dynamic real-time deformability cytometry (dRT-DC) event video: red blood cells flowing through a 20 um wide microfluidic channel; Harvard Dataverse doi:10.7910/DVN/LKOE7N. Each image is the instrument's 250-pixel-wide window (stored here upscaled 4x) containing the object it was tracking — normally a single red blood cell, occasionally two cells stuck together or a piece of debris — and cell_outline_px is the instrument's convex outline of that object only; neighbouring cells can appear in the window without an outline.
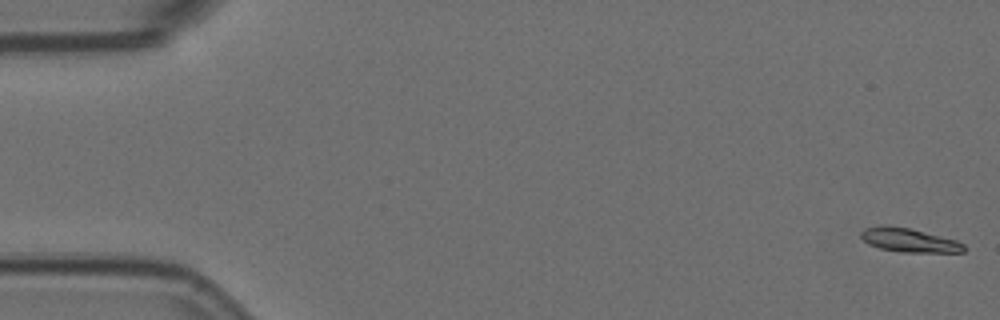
{"species": "Egyptian fruit bat (a non-hibernating species)", "species_latin": "Rousettus aegyptiacus", "temperature_condition": "room temperature", "stored_images_in_passage": 56, "camera_frame_rate_fps": 3000, "um_per_image_px": 0.085, "animal": {"sex": "female"}, "frame": {"image": 1, "passage_image": 1, "time_ms": 0.0, "image_size_px": [1000, 320], "cell_outline_px": [[968, 248], [964, 252], [900, 252], [880, 248], [868, 244], [860, 236], [860, 232], [864, 228], [884, 224], [888, 224], [908, 228], [956, 240], [964, 244]], "centroid_in_image_um": [77.25, 20.41], "position_along_channel_um": 7.7, "area_um2": 14.39}}
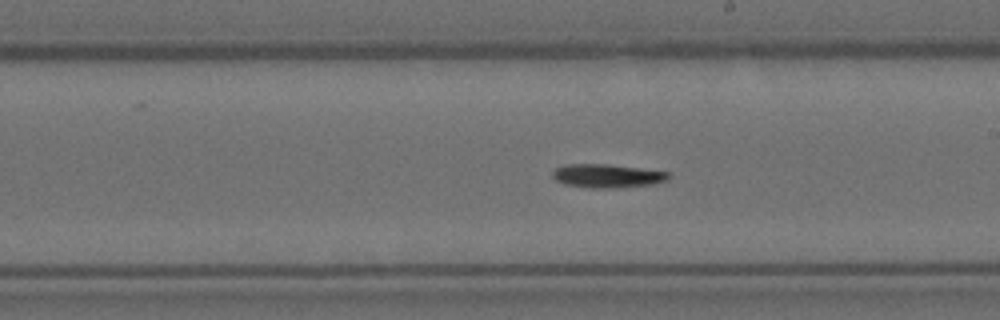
{"frame": {"image": 2, "passage_image": 32, "time_ms": 10.333, "image_size_px": [1000, 320], "cell_outline_px": [[672, 176], [668, 180], [656, 184], [616, 188], [588, 188], [564, 184], [556, 180], [552, 176], [552, 172], [556, 168], [564, 164], [608, 164], [640, 168], [668, 172]], "centroid_in_image_um": [51.63, 14.95], "position_along_channel_um": 237.4, "area_um2": 16.18}}
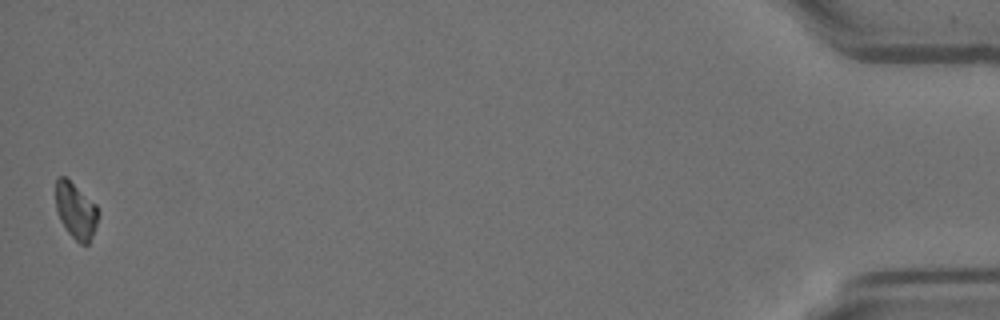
{"frame": {"image": 3, "passage_image": 56, "time_ms": 18.333, "image_size_px": [1000, 320], "cell_outline_px": [[100, 216], [92, 236], [88, 244], [80, 244], [68, 232], [60, 220], [56, 208], [56, 176], [64, 176], [96, 204], [100, 212]], "centroid_in_image_um": [6.46, 17.91], "position_along_channel_um": 428.7, "area_um2": 13.87}}